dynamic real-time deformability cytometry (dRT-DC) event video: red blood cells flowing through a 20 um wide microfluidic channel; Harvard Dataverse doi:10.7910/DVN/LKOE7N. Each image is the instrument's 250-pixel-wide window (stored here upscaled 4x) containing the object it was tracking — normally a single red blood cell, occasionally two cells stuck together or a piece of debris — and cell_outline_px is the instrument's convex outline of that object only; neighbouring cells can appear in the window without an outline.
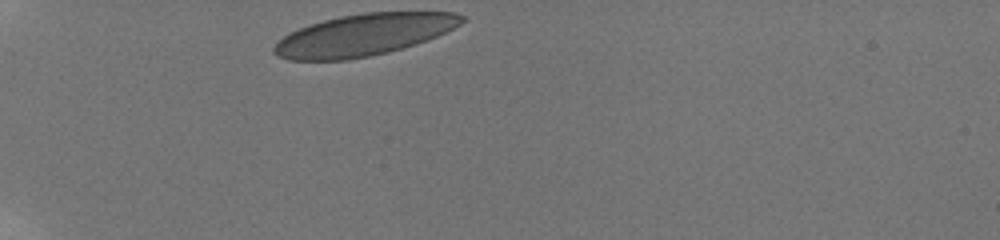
{"species": "human", "species_latin": "Homo sapiens", "temperature_condition": "room temperature", "stored_images_in_passage": 51, "camera_frame_rate_fps": 3000, "um_per_image_px": 0.085, "donor": {"sex": "male"}, "frame": {"image": 1, "passage_image": 1, "time_ms": 0.0, "image_size_px": [1000, 240], "cell_outline_px": [[464, 20], [460, 24], [436, 36], [388, 52], [348, 60], [288, 60], [276, 56], [272, 52], [272, 48], [284, 36], [308, 24], [340, 16], [364, 12], [452, 12], [464, 16]], "centroid_in_image_um": [30.86, 2.96], "position_along_channel_um": 54.1, "area_um2": 45.14}}
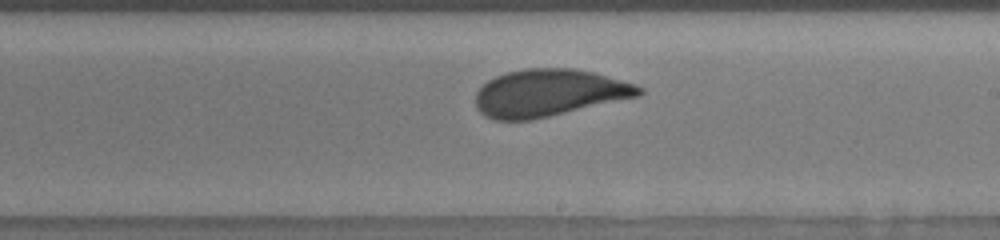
{"frame": {"image": 2, "passage_image": 29, "time_ms": 6.0, "image_size_px": [1000, 240], "cell_outline_px": [[644, 92], [640, 96], [532, 120], [492, 120], [484, 116], [476, 108], [476, 92], [488, 80], [496, 76], [508, 72], [524, 68], [572, 68], [596, 72], [636, 84], [644, 88]], "centroid_in_image_um": [46.68, 7.9], "position_along_channel_um": 242.3, "area_um2": 45.26}}
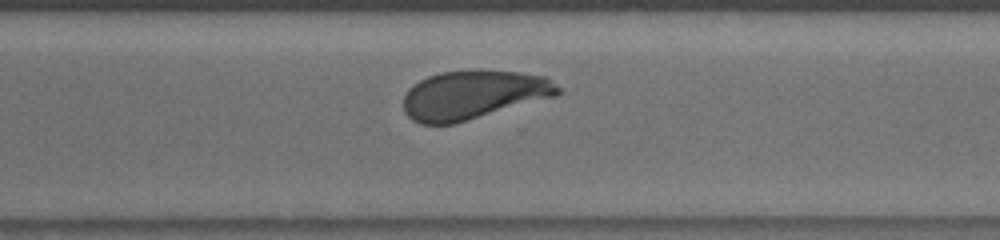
{"frame": {"image": 3, "passage_image": 44, "time_ms": 8.333, "image_size_px": [1000, 240], "cell_outline_px": [[560, 92], [556, 96], [468, 120], [452, 124], [420, 124], [412, 120], [404, 112], [404, 96], [408, 88], [420, 80], [428, 76], [440, 72], [468, 68], [472, 68], [520, 72], [544, 76], [560, 88]], "centroid_in_image_um": [40.2, 8.03], "position_along_channel_um": 330.4, "area_um2": 44.33}, "authors_computed_cell_mechanics": {"area_um2": 45.2574, "velocity_mm_per_s": 3.7689, "shape_relaxation_time_tau1_ms": 3.467, "shape_relaxation_time_tau2_ms": null, "deformation_change_tau1": 0.1055, "deformation_change_tau2": null}}